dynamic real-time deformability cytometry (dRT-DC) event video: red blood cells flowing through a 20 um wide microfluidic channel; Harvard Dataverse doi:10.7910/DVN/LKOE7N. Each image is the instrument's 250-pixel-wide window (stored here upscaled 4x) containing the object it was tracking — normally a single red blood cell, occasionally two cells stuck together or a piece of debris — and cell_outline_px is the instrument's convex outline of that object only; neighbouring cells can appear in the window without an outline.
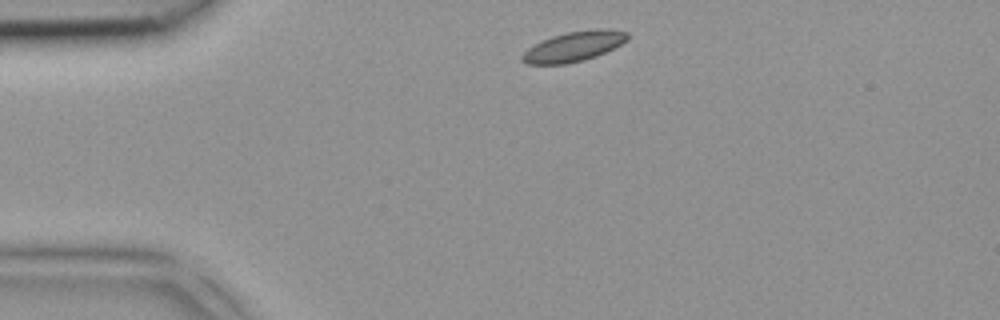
{"species": "common noctule bat (a hibernating species)", "species_latin": "Nyctalus noctula", "temperature_condition": "room temperature", "stored_images_in_passage": 2, "camera_frame_rate_fps": 3000, "um_per_image_px": 0.085, "animal": {"sex": "female", "body_mass_g": 18.4}, "frame": {"image": 1, "passage_image": 1, "time_ms": 0.0, "image_size_px": [1000, 320], "cell_outline_px": [[628, 40], [596, 56], [584, 60], [564, 64], [528, 64], [520, 60], [520, 56], [528, 48], [552, 36], [568, 32], [596, 28], [608, 28], [628, 32]], "centroid_in_image_um": [48.78, 3.94], "position_along_channel_um": 36.2, "area_um2": 18.26}}